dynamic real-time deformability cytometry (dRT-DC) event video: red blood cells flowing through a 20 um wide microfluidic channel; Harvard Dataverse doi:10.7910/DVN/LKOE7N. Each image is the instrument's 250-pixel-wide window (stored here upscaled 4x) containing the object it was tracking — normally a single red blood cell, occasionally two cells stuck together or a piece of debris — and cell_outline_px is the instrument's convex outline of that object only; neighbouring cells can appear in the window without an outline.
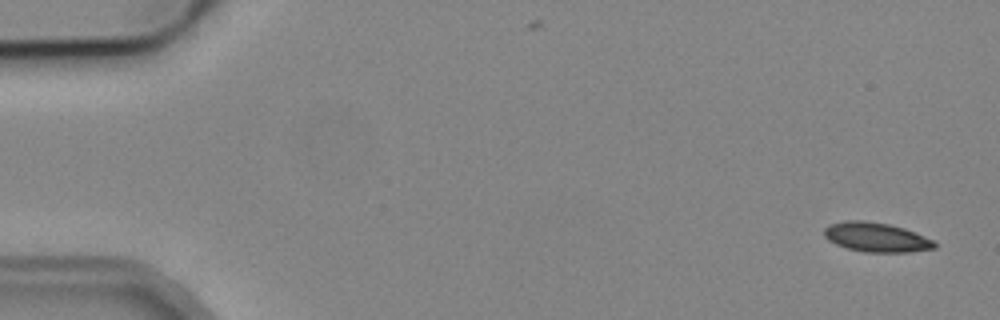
{"species": "common noctule bat (a hibernating species)", "species_latin": "Nyctalus noctula", "temperature_condition": "cold", "stored_images_in_passage": 3, "camera_frame_rate_fps": 3000, "um_per_image_px": 0.085, "animal": {"sex": "male", "body_mass_g": 19.2, "forearm_length_mm": 51.8}, "frame": {"image": 1, "passage_image": 1, "time_ms": 0.0, "image_size_px": [1000, 320], "cell_outline_px": [[936, 248], [908, 252], [864, 252], [848, 248], [836, 244], [828, 240], [824, 236], [824, 228], [828, 224], [844, 220], [864, 220], [888, 224], [904, 228], [924, 236], [932, 240], [936, 244]], "centroid_in_image_um": [74.44, 20.15], "position_along_channel_um": 10.6, "area_um2": 18.9}}
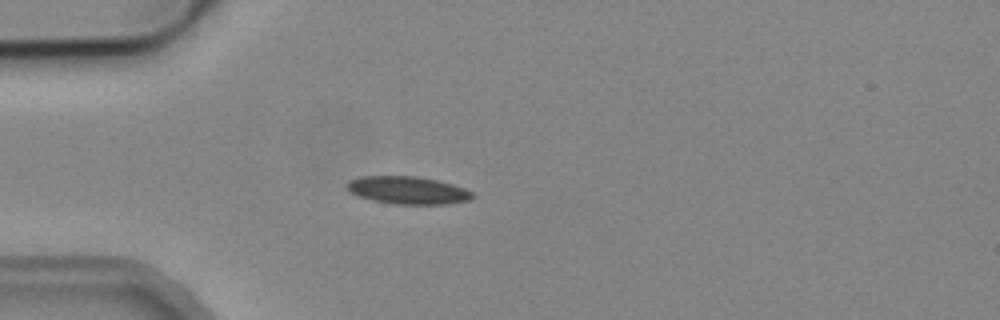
{"frame": {"image": 2, "passage_image": 2, "time_ms": 4.333, "image_size_px": [1000, 320], "cell_outline_px": [[476, 196], [472, 200], [448, 204], [396, 204], [372, 200], [348, 192], [344, 184], [348, 180], [360, 176], [416, 176], [436, 180], [452, 184], [464, 188], [472, 192]], "centroid_in_image_um": [34.65, 16.17], "position_along_channel_um": 50.4, "area_um2": 20.46}}